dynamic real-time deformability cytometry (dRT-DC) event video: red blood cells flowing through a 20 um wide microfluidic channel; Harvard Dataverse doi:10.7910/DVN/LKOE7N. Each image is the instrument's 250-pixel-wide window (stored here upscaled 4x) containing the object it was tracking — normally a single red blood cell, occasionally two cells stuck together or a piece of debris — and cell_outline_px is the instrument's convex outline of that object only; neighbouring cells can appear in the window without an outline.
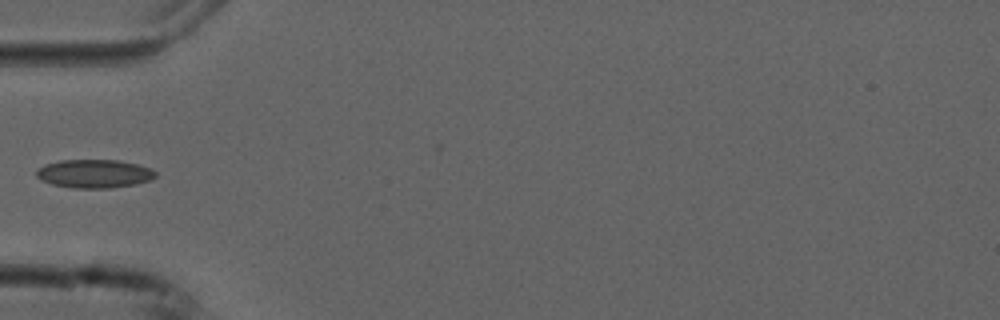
{"species": "common noctule bat (a hibernating species)", "species_latin": "Nyctalus noctula", "temperature_condition": "cold", "stored_images_in_passage": 27, "camera_frame_rate_fps": 3000, "um_per_image_px": 0.085, "animal": {"sex": "male", "forearm_length_mm": 52.5}, "frame": {"image": 1, "passage_image": 1, "time_ms": 0.0, "image_size_px": [1000, 320], "cell_outline_px": [[148, 176], [136, 180], [120, 184], [64, 184], [52, 180], [40, 172], [44, 168], [56, 164], [84, 160], [96, 160], [124, 164], [148, 172]], "centroid_in_image_um": [7.91, 14.69], "position_along_channel_um": 77.1, "area_um2": 14.1}}
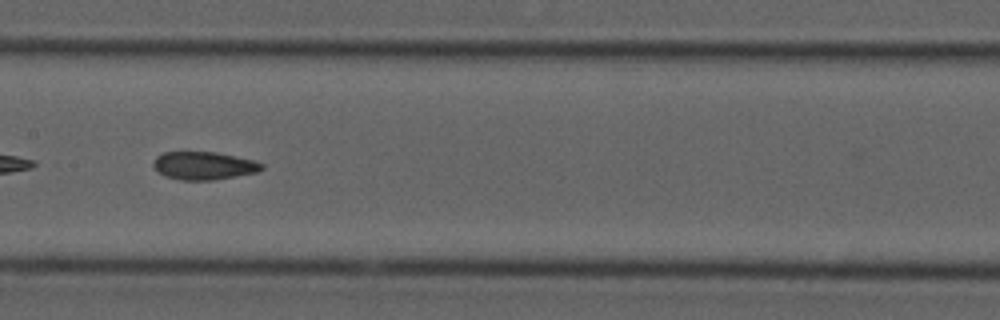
{"frame": {"image": 2, "passage_image": 10, "time_ms": 3.0, "image_size_px": [1000, 320], "cell_outline_px": [[260, 168], [244, 172], [220, 176], [176, 176], [164, 172], [156, 164], [156, 160], [160, 156], [176, 152], [196, 152], [224, 156], [244, 160], [256, 164]], "centroid_in_image_um": [17.2, 14.0], "position_along_channel_um": 190.2, "area_um2": 13.41}}
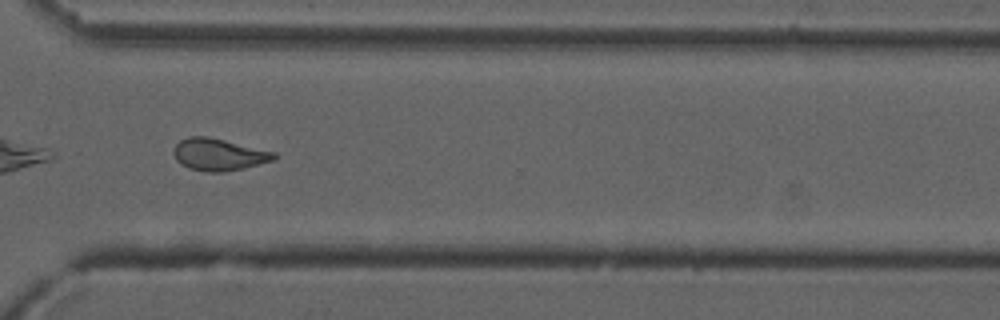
{"frame": {"image": 3, "passage_image": 23, "time_ms": 7.333, "image_size_px": [1000, 320], "cell_outline_px": [[272, 156], [264, 160], [232, 168], [196, 168], [188, 164], [184, 140], [216, 140], [260, 152]], "centroid_in_image_um": [18.69, 13.15], "position_along_channel_um": 351.9, "area_um2": 12.6}}